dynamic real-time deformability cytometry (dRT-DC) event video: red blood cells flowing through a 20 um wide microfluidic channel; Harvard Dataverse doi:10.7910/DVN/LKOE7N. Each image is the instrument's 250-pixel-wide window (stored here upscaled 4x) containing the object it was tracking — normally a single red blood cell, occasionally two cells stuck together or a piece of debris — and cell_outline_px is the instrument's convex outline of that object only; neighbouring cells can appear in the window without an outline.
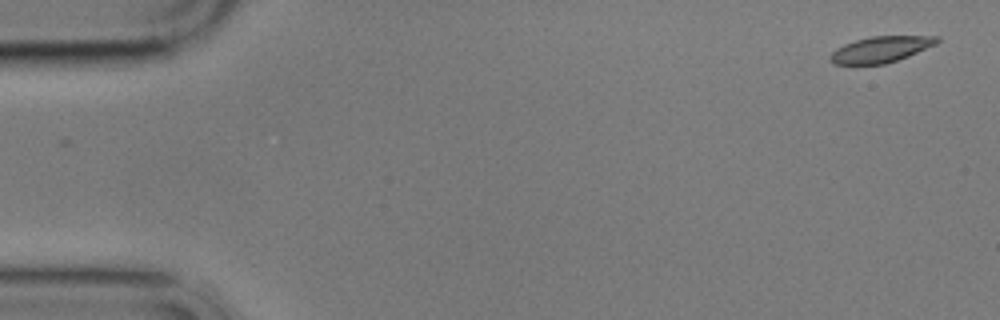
{"species": "common noctule bat (a hibernating species)", "species_latin": "Nyctalus noctula", "temperature_condition": "cold", "stored_images_in_passage": 9, "camera_frame_rate_fps": 3000, "um_per_image_px": 0.085, "animal": {"sex": "male", "body_mass_g": 17.9}, "frame": {"image": 1, "passage_image": 1, "time_ms": 0.0, "image_size_px": [1000, 320], "cell_outline_px": [[940, 40], [936, 44], [908, 56], [884, 64], [836, 64], [832, 60], [832, 52], [836, 48], [844, 44], [856, 40], [872, 36], [940, 36]], "centroid_in_image_um": [74.91, 4.18], "position_along_channel_um": 10.1, "area_um2": 15.9}}
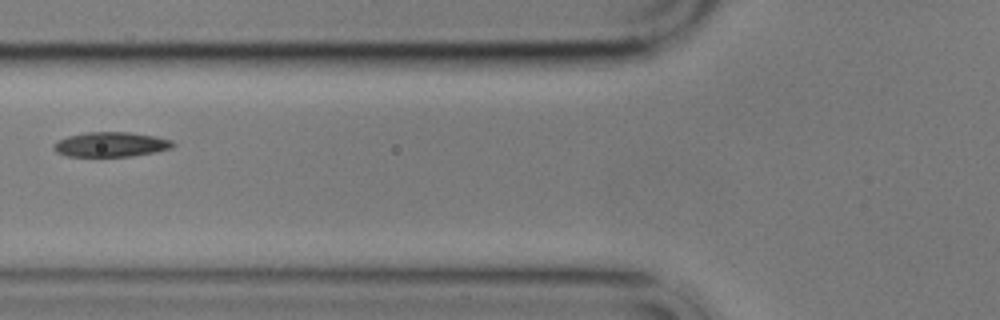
{"frame": {"image": 2, "passage_image": 6, "time_ms": 6.667, "image_size_px": [1000, 320], "cell_outline_px": [[176, 144], [172, 148], [156, 152], [132, 156], [68, 156], [56, 152], [52, 148], [52, 144], [68, 136], [88, 132], [128, 132], [156, 136], [172, 140]], "centroid_in_image_um": [9.45, 12.28], "position_along_channel_um": 116.3, "area_um2": 17.22}}
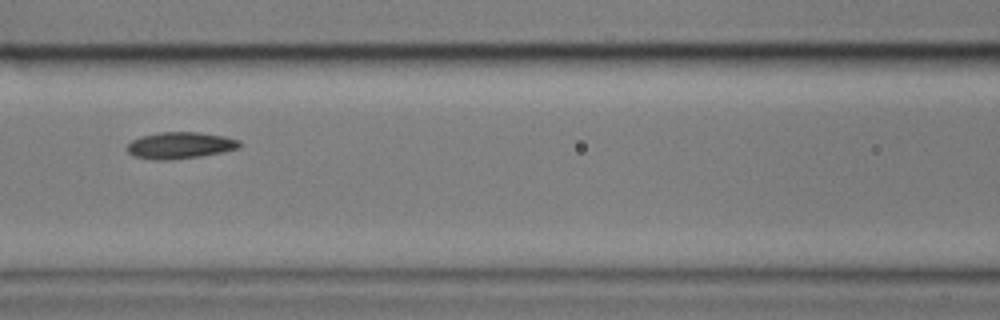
{"frame": {"image": 3, "passage_image": 7, "time_ms": 7.667, "image_size_px": [1000, 320], "cell_outline_px": [[244, 144], [240, 148], [224, 152], [200, 156], [172, 160], [152, 160], [132, 156], [124, 148], [132, 140], [140, 136], [160, 132], [200, 132], [224, 136], [240, 140]], "centroid_in_image_um": [15.31, 12.36], "position_along_channel_um": 151.3, "area_um2": 17.86}}